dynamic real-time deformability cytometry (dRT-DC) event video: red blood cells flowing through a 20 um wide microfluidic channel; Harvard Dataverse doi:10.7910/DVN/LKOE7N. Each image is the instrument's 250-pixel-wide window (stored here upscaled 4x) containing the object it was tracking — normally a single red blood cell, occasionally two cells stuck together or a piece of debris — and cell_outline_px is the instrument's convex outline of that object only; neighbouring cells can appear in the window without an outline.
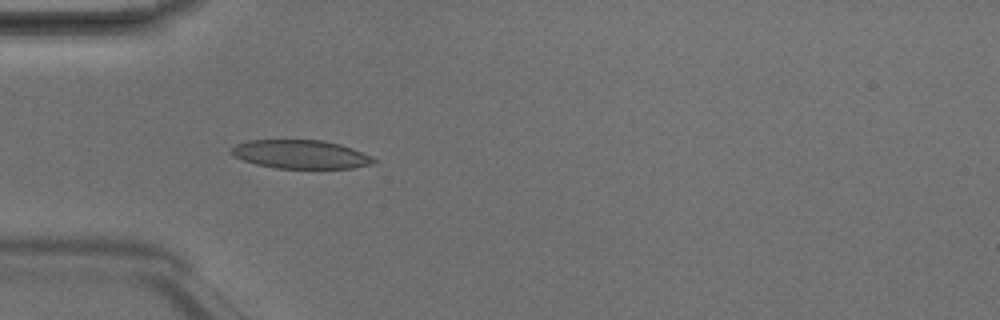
{"species": "Egyptian fruit bat (a non-hibernating species)", "species_latin": "Rousettus aegyptiacus", "temperature_condition": "room temperature", "stored_images_in_passage": 4, "camera_frame_rate_fps": 3000, "um_per_image_px": 0.085, "animal": {"sex": "male"}, "frame": {"image": 1, "passage_image": 4, "time_ms": 1.0, "image_size_px": [1000, 320], "cell_outline_px": [[376, 160], [372, 164], [352, 168], [276, 168], [256, 164], [232, 156], [232, 148], [236, 144], [248, 140], [324, 140], [340, 144], [352, 148], [372, 156]], "centroid_in_image_um": [25.56, 13.11], "position_along_channel_um": 59.4, "area_um2": 23.64}}